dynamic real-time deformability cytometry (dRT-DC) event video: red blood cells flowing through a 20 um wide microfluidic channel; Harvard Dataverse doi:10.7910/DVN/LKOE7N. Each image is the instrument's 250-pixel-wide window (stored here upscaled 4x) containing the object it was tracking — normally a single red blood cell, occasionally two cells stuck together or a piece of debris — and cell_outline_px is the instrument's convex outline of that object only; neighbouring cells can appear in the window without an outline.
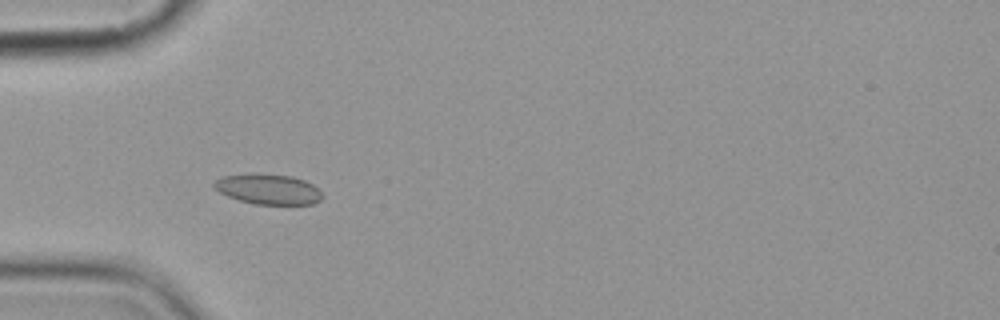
{"species": "common noctule bat (a hibernating species)", "species_latin": "Nyctalus noctula", "temperature_condition": "cold", "stored_images_in_passage": 5, "camera_frame_rate_fps": 3000, "um_per_image_px": 0.085, "animal": {"sex": "female", "body_mass_g": 19.9}, "frame": {"image": 1, "passage_image": 4, "time_ms": 3.333, "image_size_px": [1000, 320], "cell_outline_px": [[324, 196], [320, 200], [312, 204], [256, 204], [240, 200], [228, 196], [212, 188], [212, 184], [216, 180], [224, 176], [292, 176], [304, 180], [312, 184]], "centroid_in_image_um": [22.83, 16.12], "position_along_channel_um": 62.2, "area_um2": 18.21}}
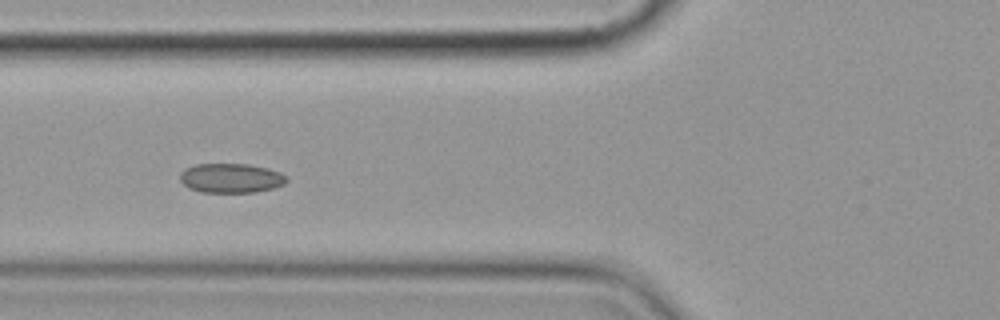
{"frame": {"image": 2, "passage_image": 5, "time_ms": 4.667, "image_size_px": [1000, 320], "cell_outline_px": [[288, 180], [284, 184], [272, 188], [256, 192], [200, 192], [188, 188], [180, 180], [180, 172], [184, 168], [196, 164], [248, 164], [268, 168], [280, 172]], "centroid_in_image_um": [19.6, 15.13], "position_along_channel_um": 106.2, "area_um2": 18.32}}